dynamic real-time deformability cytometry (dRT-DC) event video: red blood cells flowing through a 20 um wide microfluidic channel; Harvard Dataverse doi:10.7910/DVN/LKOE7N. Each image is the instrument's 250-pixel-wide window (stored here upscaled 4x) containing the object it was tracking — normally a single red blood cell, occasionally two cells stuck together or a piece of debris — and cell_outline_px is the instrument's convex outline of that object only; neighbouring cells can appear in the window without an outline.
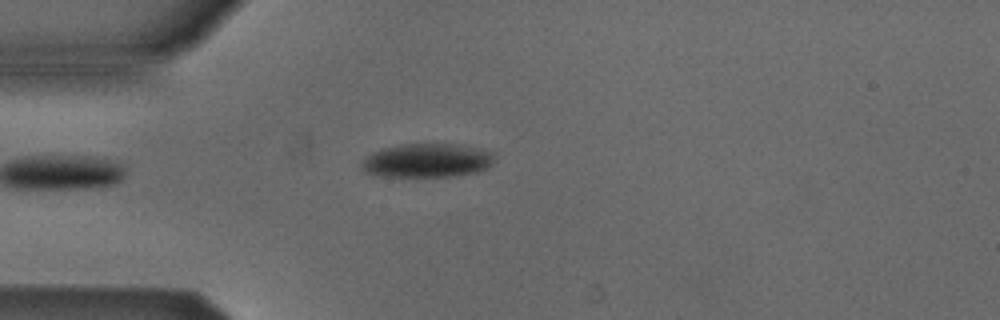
{"species": "Egyptian fruit bat (a non-hibernating species)", "species_latin": "Rousettus aegyptiacus", "temperature_condition": "cold", "stored_images_in_passage": 1, "camera_frame_rate_fps": 3000, "um_per_image_px": 0.085, "animal": {"sex": "male"}, "frame": {"image": 1, "passage_image": 1, "time_ms": 0.0, "image_size_px": [1000, 320], "cell_outline_px": [[496, 152], [492, 164], [488, 168], [480, 172], [452, 176], [380, 176], [364, 172], [360, 164], [372, 152], [384, 148], [404, 144], [452, 144]], "centroid_in_image_um": [36.33, 13.65], "position_along_channel_um": 48.7, "area_um2": 26.13}}